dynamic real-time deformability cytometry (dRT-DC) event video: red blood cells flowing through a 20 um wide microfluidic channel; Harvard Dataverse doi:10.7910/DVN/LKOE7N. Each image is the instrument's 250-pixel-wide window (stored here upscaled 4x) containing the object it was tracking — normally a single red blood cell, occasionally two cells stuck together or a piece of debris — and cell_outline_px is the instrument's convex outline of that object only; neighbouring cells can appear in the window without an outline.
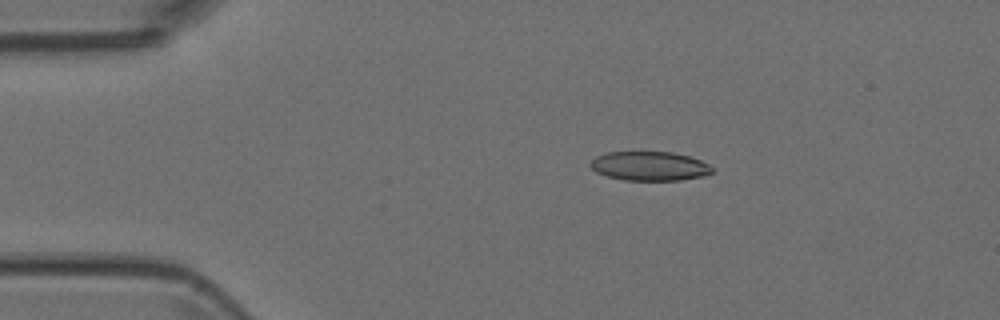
{"species": "Egyptian fruit bat (a non-hibernating species)", "species_latin": "Rousettus aegyptiacus", "temperature_condition": "room temperature", "stored_images_in_passage": 7, "camera_frame_rate_fps": 3000, "um_per_image_px": 0.085, "animal": {"sex": "female"}, "frame": {"image": 1, "passage_image": 3, "time_ms": 0.667, "image_size_px": [1000, 320], "cell_outline_px": [[712, 172], [704, 176], [680, 180], [624, 180], [608, 176], [596, 172], [588, 164], [596, 156], [604, 152], [672, 152], [688, 156], [700, 160], [708, 164], [712, 168]], "centroid_in_image_um": [55.19, 14.11], "position_along_channel_um": 29.8, "area_um2": 20.63}}
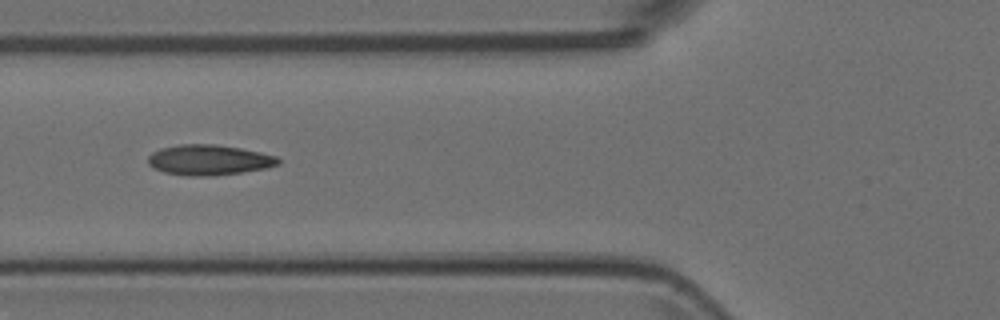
{"frame": {"image": 2, "passage_image": 6, "time_ms": 1.667, "image_size_px": [1000, 320], "cell_outline_px": [[280, 164], [268, 168], [240, 172], [204, 176], [188, 176], [164, 172], [148, 164], [148, 156], [152, 152], [160, 148], [180, 144], [216, 144], [240, 148], [260, 152], [276, 156], [280, 160]], "centroid_in_image_um": [17.76, 13.58], "position_along_channel_um": 108.0, "area_um2": 22.95}}
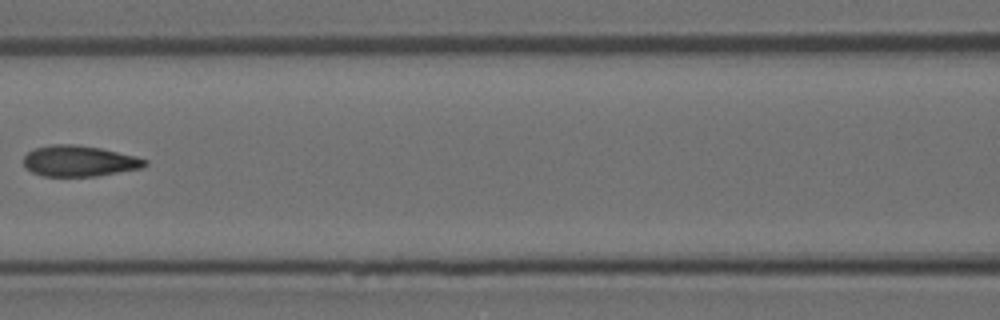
{"frame": {"image": 3, "passage_image": 7, "time_ms": 2.0, "image_size_px": [1000, 320], "cell_outline_px": [[148, 164], [140, 168], [96, 176], [44, 176], [32, 172], [24, 168], [24, 156], [28, 152], [36, 148], [52, 144], [76, 144], [100, 148], [136, 156], [148, 160]], "centroid_in_image_um": [6.72, 13.68], "position_along_channel_um": 159.9, "area_um2": 21.79}}